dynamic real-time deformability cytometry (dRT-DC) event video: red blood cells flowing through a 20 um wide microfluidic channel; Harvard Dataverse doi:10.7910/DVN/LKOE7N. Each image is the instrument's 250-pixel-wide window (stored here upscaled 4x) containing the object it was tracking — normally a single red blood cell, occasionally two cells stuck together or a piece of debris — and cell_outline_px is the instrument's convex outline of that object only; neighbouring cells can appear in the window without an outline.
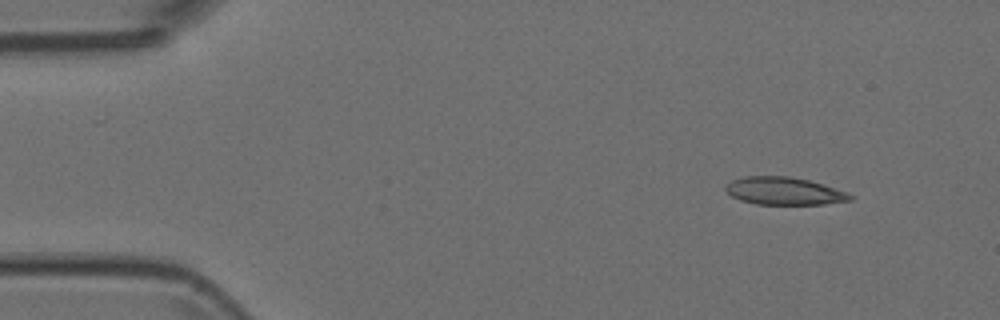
{"species": "Egyptian fruit bat (a non-hibernating species)", "species_latin": "Rousettus aegyptiacus", "temperature_condition": "room temperature", "stored_images_in_passage": 4, "camera_frame_rate_fps": 3000, "um_per_image_px": 0.085, "animal": {"sex": "female"}, "frame": {"image": 1, "passage_image": 1, "time_ms": 0.0, "image_size_px": [1000, 320], "cell_outline_px": [[852, 200], [824, 204], [756, 204], [740, 200], [732, 196], [724, 188], [732, 180], [744, 176], [788, 176], [808, 180], [848, 192], [852, 196]], "centroid_in_image_um": [66.64, 16.24], "position_along_channel_um": 18.4, "area_um2": 19.88}}
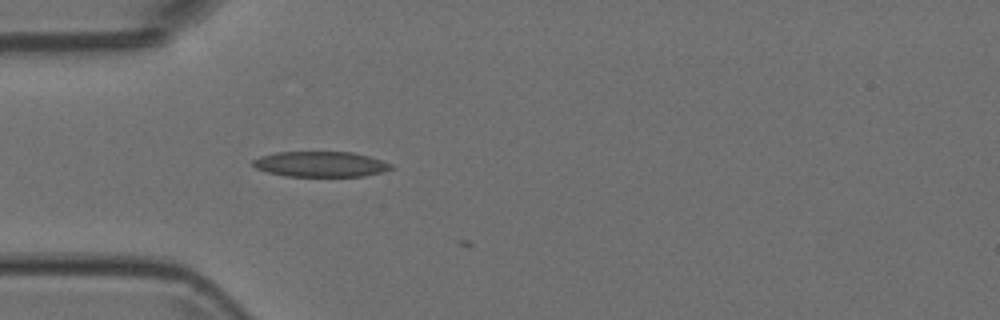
{"frame": {"image": 2, "passage_image": 4, "time_ms": 1.0, "image_size_px": [1000, 320], "cell_outline_px": [[392, 168], [384, 172], [364, 176], [284, 176], [268, 172], [256, 168], [252, 164], [252, 160], [260, 156], [276, 152], [352, 152], [368, 156], [392, 164]], "centroid_in_image_um": [27.23, 13.95], "position_along_channel_um": 57.8, "area_um2": 20.4}}